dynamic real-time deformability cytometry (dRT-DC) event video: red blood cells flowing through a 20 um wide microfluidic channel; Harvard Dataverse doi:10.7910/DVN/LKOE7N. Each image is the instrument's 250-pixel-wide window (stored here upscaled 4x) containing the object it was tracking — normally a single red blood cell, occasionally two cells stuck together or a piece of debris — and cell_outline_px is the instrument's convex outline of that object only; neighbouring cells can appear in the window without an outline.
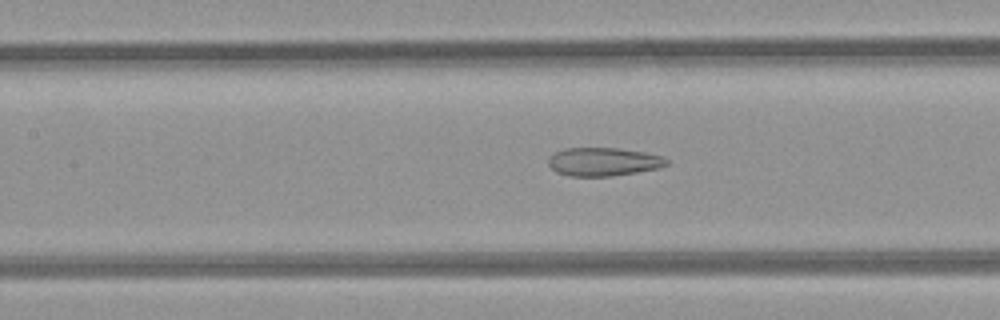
{"species": "common noctule bat (a hibernating species)", "species_latin": "Nyctalus noctula", "temperature_condition": "room temperature", "stored_images_in_passage": 42, "camera_frame_rate_fps": 3000, "um_per_image_px": 0.085, "animal": {"sex": "female", "body_mass_g": 21.9}, "frame": {"image": 1, "passage_image": 15, "time_ms": 4.667, "image_size_px": [1000, 320], "cell_outline_px": [[668, 164], [660, 168], [612, 176], [568, 176], [556, 172], [548, 164], [548, 156], [564, 148], [616, 148], [644, 152], [664, 156], [668, 160]], "centroid_in_image_um": [51.29, 13.75], "position_along_channel_um": 156.1, "area_um2": 19.65}}
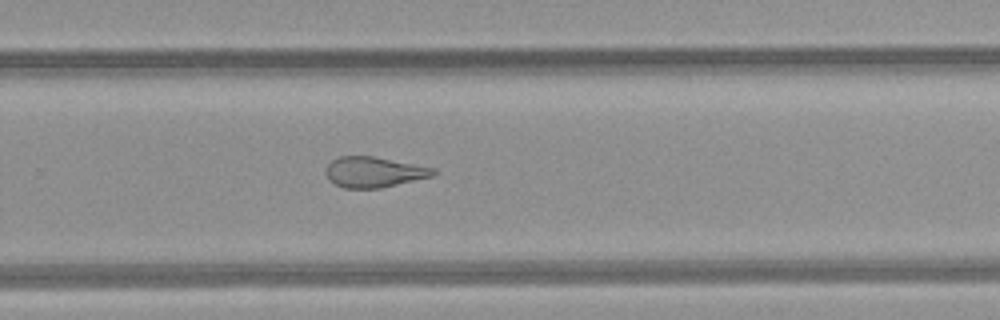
{"frame": {"image": 2, "passage_image": 25, "time_ms": 8.0, "image_size_px": [1000, 320], "cell_outline_px": [[436, 172], [432, 176], [380, 188], [344, 188], [328, 180], [324, 172], [328, 164], [332, 160], [340, 156], [372, 156], [436, 168]], "centroid_in_image_um": [31.75, 14.62], "position_along_channel_um": 298.1, "area_um2": 19.02}}
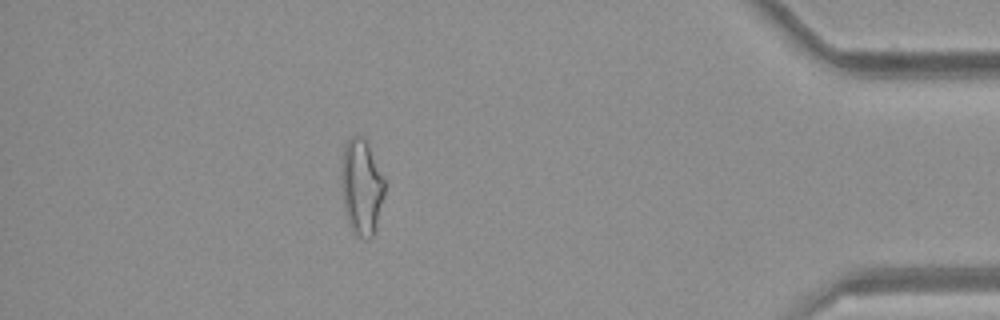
{"frame": {"image": 3, "passage_image": 36, "time_ms": 11.667, "image_size_px": [1000, 320], "cell_outline_px": [[384, 196], [376, 224], [372, 236], [368, 240], [364, 240], [356, 236], [352, 232], [348, 224], [344, 212], [340, 184], [340, 176], [344, 148], [348, 140], [352, 136], [360, 136], [364, 140], [384, 180]], "centroid_in_image_um": [30.67, 15.99], "position_along_channel_um": 404.5, "area_um2": 23.93}, "authors_computed_cell_mechanics": {"area_um2": 21.5305, "velocity_mm_per_s": 4.2673, "shape_relaxation_time_tau1_ms": null, "shape_relaxation_time_tau2_ms": 1.8648, "deformation_change_tau1": null, "deformation_change_tau2": 0.1056}}